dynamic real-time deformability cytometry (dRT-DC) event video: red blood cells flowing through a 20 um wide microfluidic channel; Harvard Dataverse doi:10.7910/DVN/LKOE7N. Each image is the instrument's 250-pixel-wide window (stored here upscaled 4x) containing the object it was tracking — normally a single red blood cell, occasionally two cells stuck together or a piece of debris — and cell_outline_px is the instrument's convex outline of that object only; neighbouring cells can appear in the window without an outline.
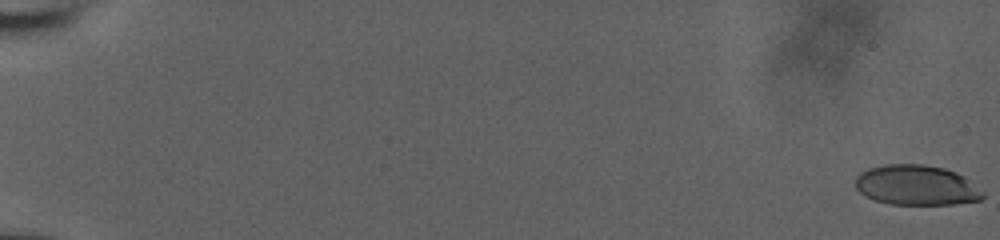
{"species": "human", "species_latin": "Homo sapiens", "temperature_condition": "room temperature", "stored_images_in_passage": 58, "camera_frame_rate_fps": 3000, "um_per_image_px": 0.085, "donor": {"sex": "male"}, "frame": {"image": 1, "passage_image": 1, "time_ms": 0.0, "image_size_px": [1000, 240], "cell_outline_px": [[984, 196], [980, 200], [952, 204], [892, 204], [876, 200], [864, 196], [856, 188], [856, 176], [860, 172], [868, 168], [884, 164], [924, 164], [944, 168], [956, 172], [964, 176], [984, 192]], "centroid_in_image_um": [77.89, 15.73], "position_along_channel_um": 7.1, "area_um2": 29.82}}
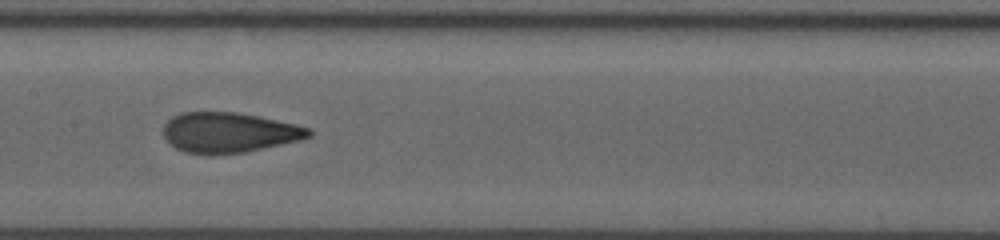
{"frame": {"image": 2, "passage_image": 33, "time_ms": 10.667, "image_size_px": [1000, 240], "cell_outline_px": [[312, 136], [304, 140], [244, 152], [208, 156], [184, 152], [176, 148], [164, 136], [164, 124], [172, 116], [180, 112], [236, 112], [296, 124], [308, 128], [312, 132]], "centroid_in_image_um": [19.47, 11.28], "position_along_channel_um": 187.9, "area_um2": 34.33}}
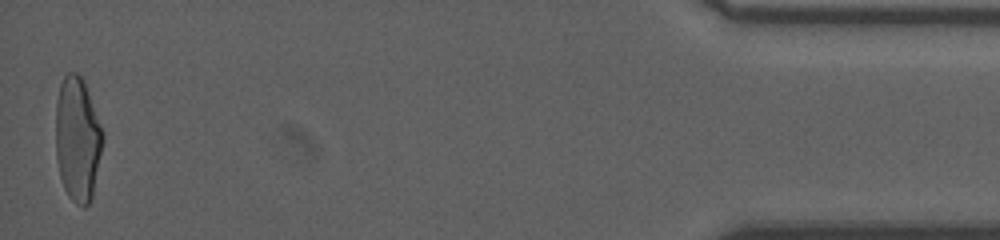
{"frame": {"image": 3, "passage_image": 58, "time_ms": 19.0, "image_size_px": [1000, 240], "cell_outline_px": [[104, 140], [92, 200], [84, 208], [76, 204], [68, 196], [64, 188], [60, 176], [56, 156], [56, 100], [60, 84], [64, 76], [68, 72], [76, 72], [84, 80], [104, 132]], "centroid_in_image_um": [6.61, 11.84], "position_along_channel_um": 428.6, "area_um2": 34.62}, "authors_computed_cell_mechanics": {"area_um2": 33.9864, "velocity_mm_per_s": 3.8548, "shape_relaxation_time_tau1_ms": 8.1912, "shape_relaxation_time_tau2_ms": 0.9126, "deformation_change_tau1": 0.268, "deformation_change_tau2": 0.0843}}